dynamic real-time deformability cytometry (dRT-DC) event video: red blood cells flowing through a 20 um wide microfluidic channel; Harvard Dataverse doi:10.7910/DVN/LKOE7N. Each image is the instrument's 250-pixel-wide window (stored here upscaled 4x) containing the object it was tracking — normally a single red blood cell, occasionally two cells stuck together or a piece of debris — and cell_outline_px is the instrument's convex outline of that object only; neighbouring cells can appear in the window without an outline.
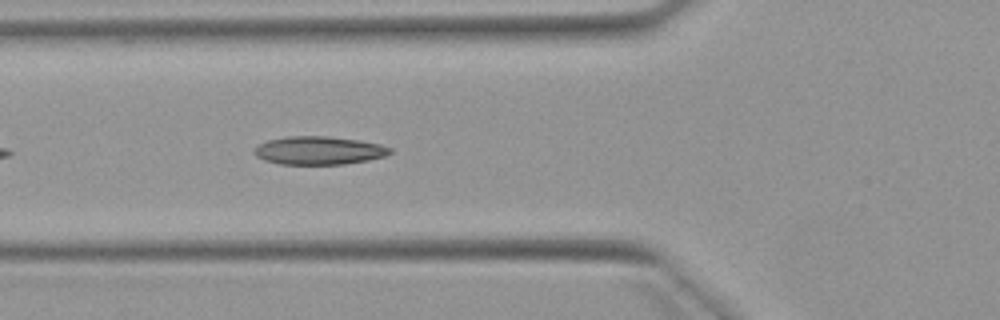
{"species": "Egyptian fruit bat (a non-hibernating species)", "species_latin": "Rousettus aegyptiacus", "temperature_condition": "warm", "stored_images_in_passage": 5, "camera_frame_rate_fps": 3000, "um_per_image_px": 0.085, "animal": {"sex": "female"}, "frame": {"image": 1, "passage_image": 5, "time_ms": 5.667, "image_size_px": [1000, 320], "cell_outline_px": [[392, 152], [384, 156], [368, 160], [344, 164], [280, 164], [264, 160], [256, 156], [252, 152], [256, 144], [268, 140], [288, 136], [328, 136], [360, 140], [380, 144], [392, 148]], "centroid_in_image_um": [27.07, 12.78], "position_along_channel_um": 98.7, "area_um2": 22.48}}